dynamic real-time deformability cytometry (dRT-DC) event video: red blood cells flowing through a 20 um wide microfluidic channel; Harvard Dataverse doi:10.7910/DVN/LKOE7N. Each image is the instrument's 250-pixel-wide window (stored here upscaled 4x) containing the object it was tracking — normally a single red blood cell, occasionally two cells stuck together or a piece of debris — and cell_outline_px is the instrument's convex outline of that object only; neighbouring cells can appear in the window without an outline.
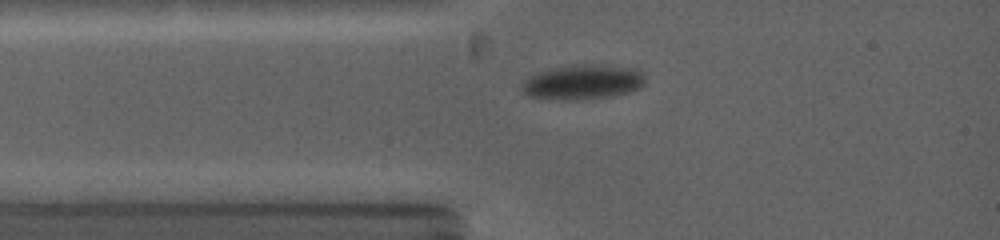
{"species": "common noctule bat (a hibernating species)", "species_latin": "Nyctalus noctula", "temperature_condition": "warm", "stored_images_in_passage": 42, "camera_frame_rate_fps": 5000, "um_per_image_px": 0.085, "animal": {"sex": "female", "body_mass_g": 19.0, "forearm_length_mm": 53.3}, "frame": {"image": 1, "passage_image": 7, "time_ms": 2.0, "image_size_px": [1000, 240], "cell_outline_px": [[644, 84], [640, 88], [628, 92], [612, 96], [580, 100], [560, 100], [528, 96], [520, 88], [524, 80], [528, 76], [552, 68], [580, 64], [592, 64], [640, 68], [644, 72]], "centroid_in_image_um": [49.57, 6.97], "position_along_channel_um": 35.4, "area_um2": 25.26}}
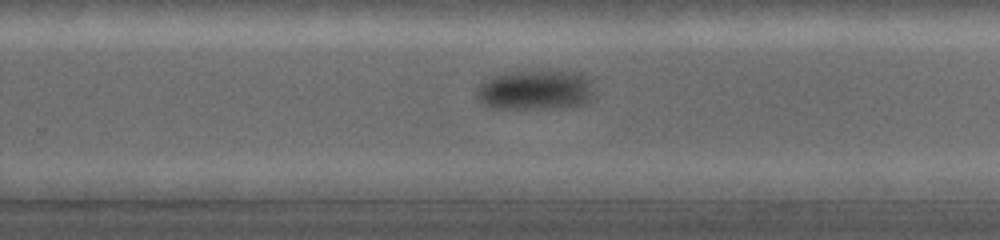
{"frame": {"image": 2, "passage_image": 27, "time_ms": 8.6, "image_size_px": [1000, 240], "cell_outline_px": [[592, 96], [584, 104], [556, 108], [492, 108], [484, 104], [476, 96], [476, 88], [484, 80], [496, 76], [516, 72], [580, 72], [588, 76]], "centroid_in_image_um": [45.49, 7.67], "position_along_channel_um": 284.3, "area_um2": 26.7}}
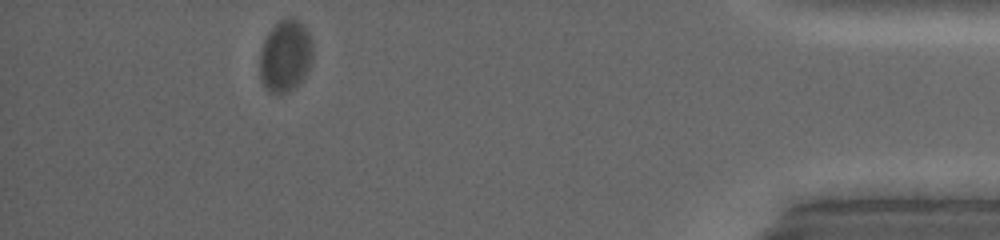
{"frame": {"image": 3, "passage_image": 40, "time_ms": 13.6, "image_size_px": [1000, 240], "cell_outline_px": [[312, 60], [304, 76], [288, 92], [280, 96], [272, 92], [260, 80], [260, 52], [264, 40], [272, 28], [280, 20], [288, 16], [292, 16], [308, 32], [312, 40]], "centroid_in_image_um": [24.25, 4.75], "position_along_channel_um": 411.0, "area_um2": 21.96}, "authors_computed_cell_mechanics": {"area_um2": 26.2412, "velocity_mm_per_s": 3.8353, "shape_relaxation_time_tau1_ms": 2.6137, "shape_relaxation_time_tau2_ms": null, "deformation_change_tau1": 0.1006, "deformation_change_tau2": null}}